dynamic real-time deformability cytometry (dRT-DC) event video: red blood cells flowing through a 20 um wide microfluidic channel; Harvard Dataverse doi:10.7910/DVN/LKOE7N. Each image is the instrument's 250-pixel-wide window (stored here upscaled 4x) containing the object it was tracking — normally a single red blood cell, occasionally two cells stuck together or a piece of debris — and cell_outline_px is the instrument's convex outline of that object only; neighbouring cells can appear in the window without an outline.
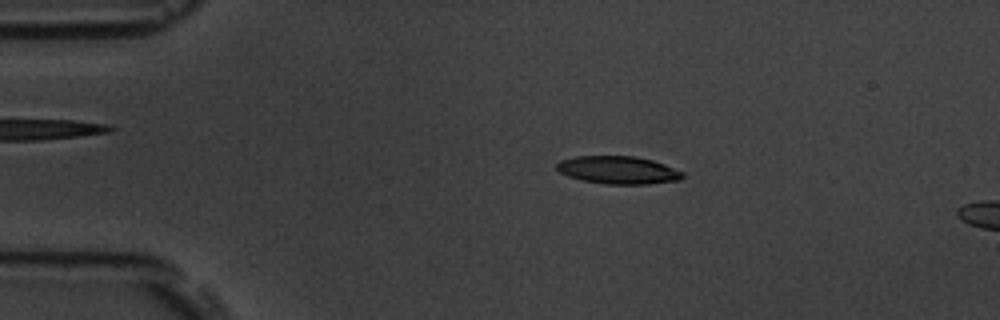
{"species": "common noctule bat (a hibernating species)", "species_latin": "Nyctalus noctula", "temperature_condition": "room temperature", "stored_images_in_passage": 4, "camera_frame_rate_fps": 3000, "um_per_image_px": 0.085, "animal": {"sex": "male", "body_mass_g": 19.5, "forearm_length_mm": 54.6}, "frame": {"image": 1, "passage_image": 3, "time_ms": 2.333, "image_size_px": [1000, 320], "cell_outline_px": [[684, 176], [680, 180], [648, 184], [604, 184], [580, 180], [568, 176], [560, 172], [556, 168], [556, 164], [560, 160], [576, 156], [636, 156], [652, 160], [664, 164], [684, 172]], "centroid_in_image_um": [52.54, 14.45], "position_along_channel_um": 32.5, "area_um2": 20.52}}